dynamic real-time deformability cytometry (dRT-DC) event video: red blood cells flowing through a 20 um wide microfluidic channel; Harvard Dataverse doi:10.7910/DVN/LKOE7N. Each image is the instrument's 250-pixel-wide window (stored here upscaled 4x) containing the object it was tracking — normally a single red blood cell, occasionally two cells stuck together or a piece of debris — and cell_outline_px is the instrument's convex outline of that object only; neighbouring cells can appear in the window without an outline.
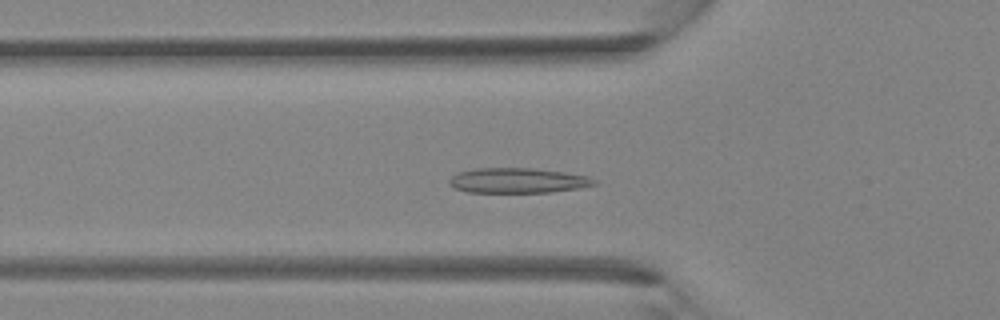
{"species": "Egyptian fruit bat (a non-hibernating species)", "species_latin": "Rousettus aegyptiacus", "temperature_condition": "room temperature", "stored_images_in_passage": 38, "camera_frame_rate_fps": 3000, "um_per_image_px": 0.085, "animal": {"sex": "female"}, "frame": {"image": 1, "passage_image": 12, "time_ms": 3.667, "image_size_px": [1000, 320], "cell_outline_px": [[596, 184], [576, 188], [552, 192], [468, 192], [456, 188], [448, 184], [448, 180], [452, 176], [460, 172], [476, 168], [532, 168], [564, 172], [588, 176], [596, 180]], "centroid_in_image_um": [43.99, 15.34], "position_along_channel_um": 81.8, "area_um2": 20.98}}
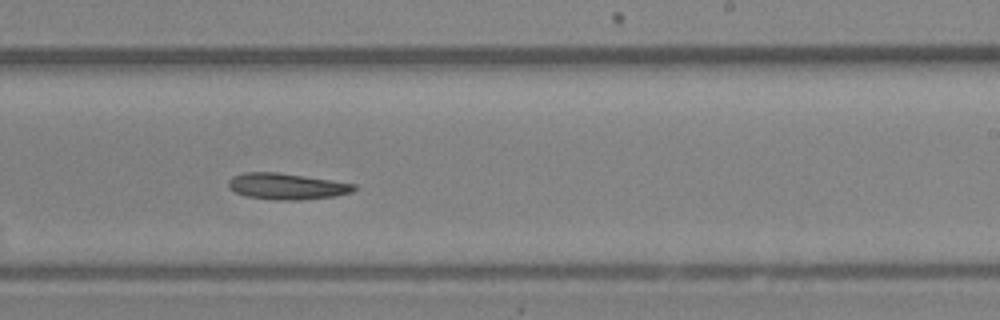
{"frame": {"image": 2, "passage_image": 23, "time_ms": 7.333, "image_size_px": [1000, 320], "cell_outline_px": [[356, 188], [352, 192], [336, 196], [300, 200], [276, 200], [248, 196], [236, 192], [228, 188], [228, 180], [232, 176], [244, 172], [280, 172], [356, 184]], "centroid_in_image_um": [24.37, 15.83], "position_along_channel_um": 264.6, "area_um2": 19.25}}
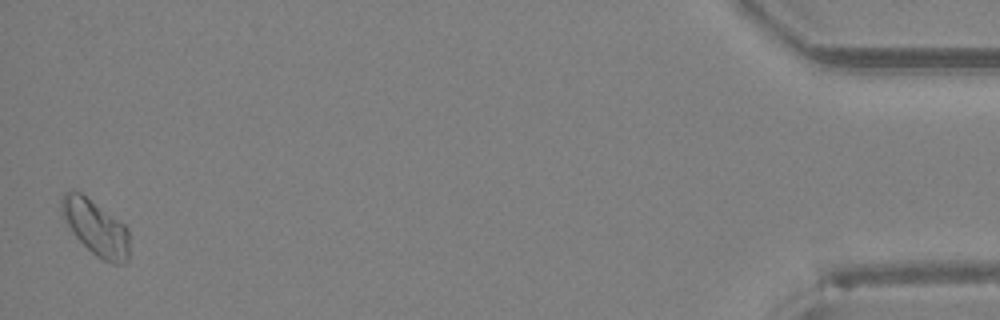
{"frame": {"image": 3, "passage_image": 38, "time_ms": 12.333, "image_size_px": [1000, 320], "cell_outline_px": [[128, 260], [124, 264], [112, 264], [96, 256], [72, 232], [64, 220], [60, 212], [60, 200], [64, 192], [72, 188], [80, 192], [124, 224], [128, 228]], "centroid_in_image_um": [8.1, 19.32], "position_along_channel_um": 427.1, "area_um2": 21.85}}